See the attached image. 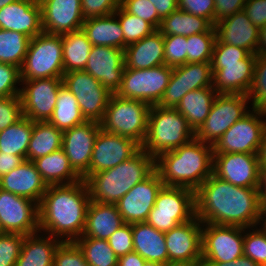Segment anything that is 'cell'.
Segmentation results:
<instances>
[{
	"mask_svg": "<svg viewBox=\"0 0 266 266\" xmlns=\"http://www.w3.org/2000/svg\"><path fill=\"white\" fill-rule=\"evenodd\" d=\"M262 205L259 188L238 187L213 174L195 191V215L202 223L255 227Z\"/></svg>",
	"mask_w": 266,
	"mask_h": 266,
	"instance_id": "cell-1",
	"label": "cell"
},
{
	"mask_svg": "<svg viewBox=\"0 0 266 266\" xmlns=\"http://www.w3.org/2000/svg\"><path fill=\"white\" fill-rule=\"evenodd\" d=\"M90 202L83 179L73 184L48 186L38 205L39 232L62 242L76 241L84 231Z\"/></svg>",
	"mask_w": 266,
	"mask_h": 266,
	"instance_id": "cell-2",
	"label": "cell"
},
{
	"mask_svg": "<svg viewBox=\"0 0 266 266\" xmlns=\"http://www.w3.org/2000/svg\"><path fill=\"white\" fill-rule=\"evenodd\" d=\"M213 146L196 139L155 158L164 186L196 191L213 174Z\"/></svg>",
	"mask_w": 266,
	"mask_h": 266,
	"instance_id": "cell-3",
	"label": "cell"
},
{
	"mask_svg": "<svg viewBox=\"0 0 266 266\" xmlns=\"http://www.w3.org/2000/svg\"><path fill=\"white\" fill-rule=\"evenodd\" d=\"M155 171V158L140 149L129 160L94 173L86 180L90 199L94 202L116 204L137 183Z\"/></svg>",
	"mask_w": 266,
	"mask_h": 266,
	"instance_id": "cell-4",
	"label": "cell"
},
{
	"mask_svg": "<svg viewBox=\"0 0 266 266\" xmlns=\"http://www.w3.org/2000/svg\"><path fill=\"white\" fill-rule=\"evenodd\" d=\"M195 137L186 118L175 108L151 106L148 130L141 149L157 158L164 152L172 151Z\"/></svg>",
	"mask_w": 266,
	"mask_h": 266,
	"instance_id": "cell-5",
	"label": "cell"
},
{
	"mask_svg": "<svg viewBox=\"0 0 266 266\" xmlns=\"http://www.w3.org/2000/svg\"><path fill=\"white\" fill-rule=\"evenodd\" d=\"M150 109L146 102L112 94L100 122L101 129L131 138L142 146L148 130Z\"/></svg>",
	"mask_w": 266,
	"mask_h": 266,
	"instance_id": "cell-6",
	"label": "cell"
},
{
	"mask_svg": "<svg viewBox=\"0 0 266 266\" xmlns=\"http://www.w3.org/2000/svg\"><path fill=\"white\" fill-rule=\"evenodd\" d=\"M21 81L63 78L61 35L42 32L30 39L26 57L20 68Z\"/></svg>",
	"mask_w": 266,
	"mask_h": 266,
	"instance_id": "cell-7",
	"label": "cell"
},
{
	"mask_svg": "<svg viewBox=\"0 0 266 266\" xmlns=\"http://www.w3.org/2000/svg\"><path fill=\"white\" fill-rule=\"evenodd\" d=\"M195 191L186 187L163 186L157 194L147 223L166 233L195 217Z\"/></svg>",
	"mask_w": 266,
	"mask_h": 266,
	"instance_id": "cell-8",
	"label": "cell"
},
{
	"mask_svg": "<svg viewBox=\"0 0 266 266\" xmlns=\"http://www.w3.org/2000/svg\"><path fill=\"white\" fill-rule=\"evenodd\" d=\"M252 110L244 94H217L205 122L195 132V138L214 146L221 136Z\"/></svg>",
	"mask_w": 266,
	"mask_h": 266,
	"instance_id": "cell-9",
	"label": "cell"
},
{
	"mask_svg": "<svg viewBox=\"0 0 266 266\" xmlns=\"http://www.w3.org/2000/svg\"><path fill=\"white\" fill-rule=\"evenodd\" d=\"M173 68L164 65L149 69L125 67L121 85L115 95L139 100L150 106L157 105L163 97Z\"/></svg>",
	"mask_w": 266,
	"mask_h": 266,
	"instance_id": "cell-10",
	"label": "cell"
},
{
	"mask_svg": "<svg viewBox=\"0 0 266 266\" xmlns=\"http://www.w3.org/2000/svg\"><path fill=\"white\" fill-rule=\"evenodd\" d=\"M266 127V112L252 109L235 122L213 146L214 154H258Z\"/></svg>",
	"mask_w": 266,
	"mask_h": 266,
	"instance_id": "cell-11",
	"label": "cell"
},
{
	"mask_svg": "<svg viewBox=\"0 0 266 266\" xmlns=\"http://www.w3.org/2000/svg\"><path fill=\"white\" fill-rule=\"evenodd\" d=\"M62 79L63 85L77 99L85 120L100 123L113 93L84 70L65 73Z\"/></svg>",
	"mask_w": 266,
	"mask_h": 266,
	"instance_id": "cell-12",
	"label": "cell"
},
{
	"mask_svg": "<svg viewBox=\"0 0 266 266\" xmlns=\"http://www.w3.org/2000/svg\"><path fill=\"white\" fill-rule=\"evenodd\" d=\"M245 228L202 224V262H229L244 255Z\"/></svg>",
	"mask_w": 266,
	"mask_h": 266,
	"instance_id": "cell-13",
	"label": "cell"
},
{
	"mask_svg": "<svg viewBox=\"0 0 266 266\" xmlns=\"http://www.w3.org/2000/svg\"><path fill=\"white\" fill-rule=\"evenodd\" d=\"M202 224L195 216L164 233L168 266H201Z\"/></svg>",
	"mask_w": 266,
	"mask_h": 266,
	"instance_id": "cell-14",
	"label": "cell"
},
{
	"mask_svg": "<svg viewBox=\"0 0 266 266\" xmlns=\"http://www.w3.org/2000/svg\"><path fill=\"white\" fill-rule=\"evenodd\" d=\"M62 85V78L21 81L19 96L22 102L23 116L34 122L49 121Z\"/></svg>",
	"mask_w": 266,
	"mask_h": 266,
	"instance_id": "cell-15",
	"label": "cell"
},
{
	"mask_svg": "<svg viewBox=\"0 0 266 266\" xmlns=\"http://www.w3.org/2000/svg\"><path fill=\"white\" fill-rule=\"evenodd\" d=\"M203 87H213L211 62L186 63L175 67L163 97L157 105L176 108L188 92Z\"/></svg>",
	"mask_w": 266,
	"mask_h": 266,
	"instance_id": "cell-16",
	"label": "cell"
},
{
	"mask_svg": "<svg viewBox=\"0 0 266 266\" xmlns=\"http://www.w3.org/2000/svg\"><path fill=\"white\" fill-rule=\"evenodd\" d=\"M0 222L5 233L31 235L39 232L38 204L0 189Z\"/></svg>",
	"mask_w": 266,
	"mask_h": 266,
	"instance_id": "cell-17",
	"label": "cell"
},
{
	"mask_svg": "<svg viewBox=\"0 0 266 266\" xmlns=\"http://www.w3.org/2000/svg\"><path fill=\"white\" fill-rule=\"evenodd\" d=\"M213 175L238 187L259 188L261 169L258 154H214Z\"/></svg>",
	"mask_w": 266,
	"mask_h": 266,
	"instance_id": "cell-18",
	"label": "cell"
},
{
	"mask_svg": "<svg viewBox=\"0 0 266 266\" xmlns=\"http://www.w3.org/2000/svg\"><path fill=\"white\" fill-rule=\"evenodd\" d=\"M100 123L85 121L63 132L62 148L74 171L86 180L90 176V161Z\"/></svg>",
	"mask_w": 266,
	"mask_h": 266,
	"instance_id": "cell-19",
	"label": "cell"
},
{
	"mask_svg": "<svg viewBox=\"0 0 266 266\" xmlns=\"http://www.w3.org/2000/svg\"><path fill=\"white\" fill-rule=\"evenodd\" d=\"M140 149L133 139L100 129L92 151L90 175L129 160Z\"/></svg>",
	"mask_w": 266,
	"mask_h": 266,
	"instance_id": "cell-20",
	"label": "cell"
},
{
	"mask_svg": "<svg viewBox=\"0 0 266 266\" xmlns=\"http://www.w3.org/2000/svg\"><path fill=\"white\" fill-rule=\"evenodd\" d=\"M164 186L155 170L149 177L137 183L117 203V208L124 223L146 222L154 207L157 194Z\"/></svg>",
	"mask_w": 266,
	"mask_h": 266,
	"instance_id": "cell-21",
	"label": "cell"
},
{
	"mask_svg": "<svg viewBox=\"0 0 266 266\" xmlns=\"http://www.w3.org/2000/svg\"><path fill=\"white\" fill-rule=\"evenodd\" d=\"M124 69V50L109 46H92L84 71L115 94L121 85Z\"/></svg>",
	"mask_w": 266,
	"mask_h": 266,
	"instance_id": "cell-22",
	"label": "cell"
},
{
	"mask_svg": "<svg viewBox=\"0 0 266 266\" xmlns=\"http://www.w3.org/2000/svg\"><path fill=\"white\" fill-rule=\"evenodd\" d=\"M42 30L53 35H64L82 29L84 18L81 0H39Z\"/></svg>",
	"mask_w": 266,
	"mask_h": 266,
	"instance_id": "cell-23",
	"label": "cell"
},
{
	"mask_svg": "<svg viewBox=\"0 0 266 266\" xmlns=\"http://www.w3.org/2000/svg\"><path fill=\"white\" fill-rule=\"evenodd\" d=\"M256 54L231 63H211L213 88L217 94L247 95L253 80Z\"/></svg>",
	"mask_w": 266,
	"mask_h": 266,
	"instance_id": "cell-24",
	"label": "cell"
},
{
	"mask_svg": "<svg viewBox=\"0 0 266 266\" xmlns=\"http://www.w3.org/2000/svg\"><path fill=\"white\" fill-rule=\"evenodd\" d=\"M0 29L33 38L43 32L39 0H17L0 9Z\"/></svg>",
	"mask_w": 266,
	"mask_h": 266,
	"instance_id": "cell-25",
	"label": "cell"
},
{
	"mask_svg": "<svg viewBox=\"0 0 266 266\" xmlns=\"http://www.w3.org/2000/svg\"><path fill=\"white\" fill-rule=\"evenodd\" d=\"M216 39L257 54L259 28L255 26L242 10L223 18L215 25Z\"/></svg>",
	"mask_w": 266,
	"mask_h": 266,
	"instance_id": "cell-26",
	"label": "cell"
},
{
	"mask_svg": "<svg viewBox=\"0 0 266 266\" xmlns=\"http://www.w3.org/2000/svg\"><path fill=\"white\" fill-rule=\"evenodd\" d=\"M47 187L35 164L29 160L0 177V189L28 198L38 205Z\"/></svg>",
	"mask_w": 266,
	"mask_h": 266,
	"instance_id": "cell-27",
	"label": "cell"
},
{
	"mask_svg": "<svg viewBox=\"0 0 266 266\" xmlns=\"http://www.w3.org/2000/svg\"><path fill=\"white\" fill-rule=\"evenodd\" d=\"M124 64L132 69H149L164 65V36L155 30L124 49Z\"/></svg>",
	"mask_w": 266,
	"mask_h": 266,
	"instance_id": "cell-28",
	"label": "cell"
},
{
	"mask_svg": "<svg viewBox=\"0 0 266 266\" xmlns=\"http://www.w3.org/2000/svg\"><path fill=\"white\" fill-rule=\"evenodd\" d=\"M124 224L116 204L91 201L81 237L108 240Z\"/></svg>",
	"mask_w": 266,
	"mask_h": 266,
	"instance_id": "cell-29",
	"label": "cell"
},
{
	"mask_svg": "<svg viewBox=\"0 0 266 266\" xmlns=\"http://www.w3.org/2000/svg\"><path fill=\"white\" fill-rule=\"evenodd\" d=\"M61 242L42 232L24 236L15 266H53L54 254Z\"/></svg>",
	"mask_w": 266,
	"mask_h": 266,
	"instance_id": "cell-30",
	"label": "cell"
},
{
	"mask_svg": "<svg viewBox=\"0 0 266 266\" xmlns=\"http://www.w3.org/2000/svg\"><path fill=\"white\" fill-rule=\"evenodd\" d=\"M134 252L148 261L168 266L165 235L147 222L132 224Z\"/></svg>",
	"mask_w": 266,
	"mask_h": 266,
	"instance_id": "cell-31",
	"label": "cell"
},
{
	"mask_svg": "<svg viewBox=\"0 0 266 266\" xmlns=\"http://www.w3.org/2000/svg\"><path fill=\"white\" fill-rule=\"evenodd\" d=\"M43 181L50 185H68L81 181L74 171L63 148L33 161Z\"/></svg>",
	"mask_w": 266,
	"mask_h": 266,
	"instance_id": "cell-32",
	"label": "cell"
},
{
	"mask_svg": "<svg viewBox=\"0 0 266 266\" xmlns=\"http://www.w3.org/2000/svg\"><path fill=\"white\" fill-rule=\"evenodd\" d=\"M82 30L92 46H109L124 50V36L115 14L84 20Z\"/></svg>",
	"mask_w": 266,
	"mask_h": 266,
	"instance_id": "cell-33",
	"label": "cell"
},
{
	"mask_svg": "<svg viewBox=\"0 0 266 266\" xmlns=\"http://www.w3.org/2000/svg\"><path fill=\"white\" fill-rule=\"evenodd\" d=\"M217 95L213 87H203L188 92L175 108L182 114L190 128L196 132L205 122Z\"/></svg>",
	"mask_w": 266,
	"mask_h": 266,
	"instance_id": "cell-34",
	"label": "cell"
},
{
	"mask_svg": "<svg viewBox=\"0 0 266 266\" xmlns=\"http://www.w3.org/2000/svg\"><path fill=\"white\" fill-rule=\"evenodd\" d=\"M158 31L163 36L186 37L198 33L216 32L215 27L206 18L186 13L179 8L161 19Z\"/></svg>",
	"mask_w": 266,
	"mask_h": 266,
	"instance_id": "cell-35",
	"label": "cell"
},
{
	"mask_svg": "<svg viewBox=\"0 0 266 266\" xmlns=\"http://www.w3.org/2000/svg\"><path fill=\"white\" fill-rule=\"evenodd\" d=\"M61 37L64 74L84 70L92 49L86 33L80 29L61 35Z\"/></svg>",
	"mask_w": 266,
	"mask_h": 266,
	"instance_id": "cell-36",
	"label": "cell"
},
{
	"mask_svg": "<svg viewBox=\"0 0 266 266\" xmlns=\"http://www.w3.org/2000/svg\"><path fill=\"white\" fill-rule=\"evenodd\" d=\"M63 132L48 121L34 122L27 160L34 161L62 148Z\"/></svg>",
	"mask_w": 266,
	"mask_h": 266,
	"instance_id": "cell-37",
	"label": "cell"
},
{
	"mask_svg": "<svg viewBox=\"0 0 266 266\" xmlns=\"http://www.w3.org/2000/svg\"><path fill=\"white\" fill-rule=\"evenodd\" d=\"M85 121L79 104L77 103V99L64 85H62L57 95L53 114L48 122L64 132Z\"/></svg>",
	"mask_w": 266,
	"mask_h": 266,
	"instance_id": "cell-38",
	"label": "cell"
},
{
	"mask_svg": "<svg viewBox=\"0 0 266 266\" xmlns=\"http://www.w3.org/2000/svg\"><path fill=\"white\" fill-rule=\"evenodd\" d=\"M34 121L23 116L19 121L0 131V152L22 156L27 160V150Z\"/></svg>",
	"mask_w": 266,
	"mask_h": 266,
	"instance_id": "cell-39",
	"label": "cell"
},
{
	"mask_svg": "<svg viewBox=\"0 0 266 266\" xmlns=\"http://www.w3.org/2000/svg\"><path fill=\"white\" fill-rule=\"evenodd\" d=\"M30 39L25 34L0 29V62L21 68Z\"/></svg>",
	"mask_w": 266,
	"mask_h": 266,
	"instance_id": "cell-40",
	"label": "cell"
},
{
	"mask_svg": "<svg viewBox=\"0 0 266 266\" xmlns=\"http://www.w3.org/2000/svg\"><path fill=\"white\" fill-rule=\"evenodd\" d=\"M75 242L90 266H117L118 256L113 252L108 240L79 237Z\"/></svg>",
	"mask_w": 266,
	"mask_h": 266,
	"instance_id": "cell-41",
	"label": "cell"
},
{
	"mask_svg": "<svg viewBox=\"0 0 266 266\" xmlns=\"http://www.w3.org/2000/svg\"><path fill=\"white\" fill-rule=\"evenodd\" d=\"M114 14L117 16L123 30L124 49L127 45L138 42L156 30L149 22L126 12L121 6Z\"/></svg>",
	"mask_w": 266,
	"mask_h": 266,
	"instance_id": "cell-42",
	"label": "cell"
},
{
	"mask_svg": "<svg viewBox=\"0 0 266 266\" xmlns=\"http://www.w3.org/2000/svg\"><path fill=\"white\" fill-rule=\"evenodd\" d=\"M216 32L187 36V63L211 62Z\"/></svg>",
	"mask_w": 266,
	"mask_h": 266,
	"instance_id": "cell-43",
	"label": "cell"
},
{
	"mask_svg": "<svg viewBox=\"0 0 266 266\" xmlns=\"http://www.w3.org/2000/svg\"><path fill=\"white\" fill-rule=\"evenodd\" d=\"M252 109L266 112V56L256 54L252 84L247 93Z\"/></svg>",
	"mask_w": 266,
	"mask_h": 266,
	"instance_id": "cell-44",
	"label": "cell"
},
{
	"mask_svg": "<svg viewBox=\"0 0 266 266\" xmlns=\"http://www.w3.org/2000/svg\"><path fill=\"white\" fill-rule=\"evenodd\" d=\"M243 253L259 266H266V233L258 226L245 228Z\"/></svg>",
	"mask_w": 266,
	"mask_h": 266,
	"instance_id": "cell-45",
	"label": "cell"
},
{
	"mask_svg": "<svg viewBox=\"0 0 266 266\" xmlns=\"http://www.w3.org/2000/svg\"><path fill=\"white\" fill-rule=\"evenodd\" d=\"M187 63V37L164 36V64L171 68Z\"/></svg>",
	"mask_w": 266,
	"mask_h": 266,
	"instance_id": "cell-46",
	"label": "cell"
},
{
	"mask_svg": "<svg viewBox=\"0 0 266 266\" xmlns=\"http://www.w3.org/2000/svg\"><path fill=\"white\" fill-rule=\"evenodd\" d=\"M53 266H90L75 241L61 242L54 254Z\"/></svg>",
	"mask_w": 266,
	"mask_h": 266,
	"instance_id": "cell-47",
	"label": "cell"
},
{
	"mask_svg": "<svg viewBox=\"0 0 266 266\" xmlns=\"http://www.w3.org/2000/svg\"><path fill=\"white\" fill-rule=\"evenodd\" d=\"M24 235L4 233L0 235V266H15L19 258Z\"/></svg>",
	"mask_w": 266,
	"mask_h": 266,
	"instance_id": "cell-48",
	"label": "cell"
},
{
	"mask_svg": "<svg viewBox=\"0 0 266 266\" xmlns=\"http://www.w3.org/2000/svg\"><path fill=\"white\" fill-rule=\"evenodd\" d=\"M20 68L0 62V97L19 96L21 91Z\"/></svg>",
	"mask_w": 266,
	"mask_h": 266,
	"instance_id": "cell-49",
	"label": "cell"
},
{
	"mask_svg": "<svg viewBox=\"0 0 266 266\" xmlns=\"http://www.w3.org/2000/svg\"><path fill=\"white\" fill-rule=\"evenodd\" d=\"M120 6L126 12L149 22L158 30L162 18L158 15L156 8L149 0H121Z\"/></svg>",
	"mask_w": 266,
	"mask_h": 266,
	"instance_id": "cell-50",
	"label": "cell"
},
{
	"mask_svg": "<svg viewBox=\"0 0 266 266\" xmlns=\"http://www.w3.org/2000/svg\"><path fill=\"white\" fill-rule=\"evenodd\" d=\"M23 117L20 96L0 97V131Z\"/></svg>",
	"mask_w": 266,
	"mask_h": 266,
	"instance_id": "cell-51",
	"label": "cell"
},
{
	"mask_svg": "<svg viewBox=\"0 0 266 266\" xmlns=\"http://www.w3.org/2000/svg\"><path fill=\"white\" fill-rule=\"evenodd\" d=\"M121 0H81L84 19L114 14Z\"/></svg>",
	"mask_w": 266,
	"mask_h": 266,
	"instance_id": "cell-52",
	"label": "cell"
},
{
	"mask_svg": "<svg viewBox=\"0 0 266 266\" xmlns=\"http://www.w3.org/2000/svg\"><path fill=\"white\" fill-rule=\"evenodd\" d=\"M108 242L118 257L133 252L132 224L125 223L109 237Z\"/></svg>",
	"mask_w": 266,
	"mask_h": 266,
	"instance_id": "cell-53",
	"label": "cell"
},
{
	"mask_svg": "<svg viewBox=\"0 0 266 266\" xmlns=\"http://www.w3.org/2000/svg\"><path fill=\"white\" fill-rule=\"evenodd\" d=\"M249 52L244 48L215 40L211 63H231L243 60Z\"/></svg>",
	"mask_w": 266,
	"mask_h": 266,
	"instance_id": "cell-54",
	"label": "cell"
},
{
	"mask_svg": "<svg viewBox=\"0 0 266 266\" xmlns=\"http://www.w3.org/2000/svg\"><path fill=\"white\" fill-rule=\"evenodd\" d=\"M178 8L186 13L206 18L214 26V0H178Z\"/></svg>",
	"mask_w": 266,
	"mask_h": 266,
	"instance_id": "cell-55",
	"label": "cell"
},
{
	"mask_svg": "<svg viewBox=\"0 0 266 266\" xmlns=\"http://www.w3.org/2000/svg\"><path fill=\"white\" fill-rule=\"evenodd\" d=\"M243 11L258 28L266 25V0H246Z\"/></svg>",
	"mask_w": 266,
	"mask_h": 266,
	"instance_id": "cell-56",
	"label": "cell"
},
{
	"mask_svg": "<svg viewBox=\"0 0 266 266\" xmlns=\"http://www.w3.org/2000/svg\"><path fill=\"white\" fill-rule=\"evenodd\" d=\"M214 25L223 18L242 11L246 0H214Z\"/></svg>",
	"mask_w": 266,
	"mask_h": 266,
	"instance_id": "cell-57",
	"label": "cell"
},
{
	"mask_svg": "<svg viewBox=\"0 0 266 266\" xmlns=\"http://www.w3.org/2000/svg\"><path fill=\"white\" fill-rule=\"evenodd\" d=\"M25 159L22 156L0 152V177L18 167Z\"/></svg>",
	"mask_w": 266,
	"mask_h": 266,
	"instance_id": "cell-58",
	"label": "cell"
},
{
	"mask_svg": "<svg viewBox=\"0 0 266 266\" xmlns=\"http://www.w3.org/2000/svg\"><path fill=\"white\" fill-rule=\"evenodd\" d=\"M157 10L158 15L164 18L178 9V0H149Z\"/></svg>",
	"mask_w": 266,
	"mask_h": 266,
	"instance_id": "cell-59",
	"label": "cell"
},
{
	"mask_svg": "<svg viewBox=\"0 0 266 266\" xmlns=\"http://www.w3.org/2000/svg\"><path fill=\"white\" fill-rule=\"evenodd\" d=\"M144 263L145 259L133 251L118 257L117 266H143Z\"/></svg>",
	"mask_w": 266,
	"mask_h": 266,
	"instance_id": "cell-60",
	"label": "cell"
},
{
	"mask_svg": "<svg viewBox=\"0 0 266 266\" xmlns=\"http://www.w3.org/2000/svg\"><path fill=\"white\" fill-rule=\"evenodd\" d=\"M201 266H259L256 262L252 261L247 256H241L234 261L229 262H214V263H201Z\"/></svg>",
	"mask_w": 266,
	"mask_h": 266,
	"instance_id": "cell-61",
	"label": "cell"
},
{
	"mask_svg": "<svg viewBox=\"0 0 266 266\" xmlns=\"http://www.w3.org/2000/svg\"><path fill=\"white\" fill-rule=\"evenodd\" d=\"M258 159L260 163V169L266 170V127L262 135V140L258 151Z\"/></svg>",
	"mask_w": 266,
	"mask_h": 266,
	"instance_id": "cell-62",
	"label": "cell"
},
{
	"mask_svg": "<svg viewBox=\"0 0 266 266\" xmlns=\"http://www.w3.org/2000/svg\"><path fill=\"white\" fill-rule=\"evenodd\" d=\"M257 54L266 56V25L259 28Z\"/></svg>",
	"mask_w": 266,
	"mask_h": 266,
	"instance_id": "cell-63",
	"label": "cell"
},
{
	"mask_svg": "<svg viewBox=\"0 0 266 266\" xmlns=\"http://www.w3.org/2000/svg\"><path fill=\"white\" fill-rule=\"evenodd\" d=\"M259 192L263 205H266V170H261Z\"/></svg>",
	"mask_w": 266,
	"mask_h": 266,
	"instance_id": "cell-64",
	"label": "cell"
},
{
	"mask_svg": "<svg viewBox=\"0 0 266 266\" xmlns=\"http://www.w3.org/2000/svg\"><path fill=\"white\" fill-rule=\"evenodd\" d=\"M258 227L266 233V205H262Z\"/></svg>",
	"mask_w": 266,
	"mask_h": 266,
	"instance_id": "cell-65",
	"label": "cell"
},
{
	"mask_svg": "<svg viewBox=\"0 0 266 266\" xmlns=\"http://www.w3.org/2000/svg\"><path fill=\"white\" fill-rule=\"evenodd\" d=\"M143 266H165V265H163L159 262L145 260V263Z\"/></svg>",
	"mask_w": 266,
	"mask_h": 266,
	"instance_id": "cell-66",
	"label": "cell"
},
{
	"mask_svg": "<svg viewBox=\"0 0 266 266\" xmlns=\"http://www.w3.org/2000/svg\"><path fill=\"white\" fill-rule=\"evenodd\" d=\"M17 0H0V9L3 8L4 6L10 4V3H13Z\"/></svg>",
	"mask_w": 266,
	"mask_h": 266,
	"instance_id": "cell-67",
	"label": "cell"
},
{
	"mask_svg": "<svg viewBox=\"0 0 266 266\" xmlns=\"http://www.w3.org/2000/svg\"><path fill=\"white\" fill-rule=\"evenodd\" d=\"M5 232H4V229H3V227H2V225H1V222H0V235H2V234H4Z\"/></svg>",
	"mask_w": 266,
	"mask_h": 266,
	"instance_id": "cell-68",
	"label": "cell"
}]
</instances>
